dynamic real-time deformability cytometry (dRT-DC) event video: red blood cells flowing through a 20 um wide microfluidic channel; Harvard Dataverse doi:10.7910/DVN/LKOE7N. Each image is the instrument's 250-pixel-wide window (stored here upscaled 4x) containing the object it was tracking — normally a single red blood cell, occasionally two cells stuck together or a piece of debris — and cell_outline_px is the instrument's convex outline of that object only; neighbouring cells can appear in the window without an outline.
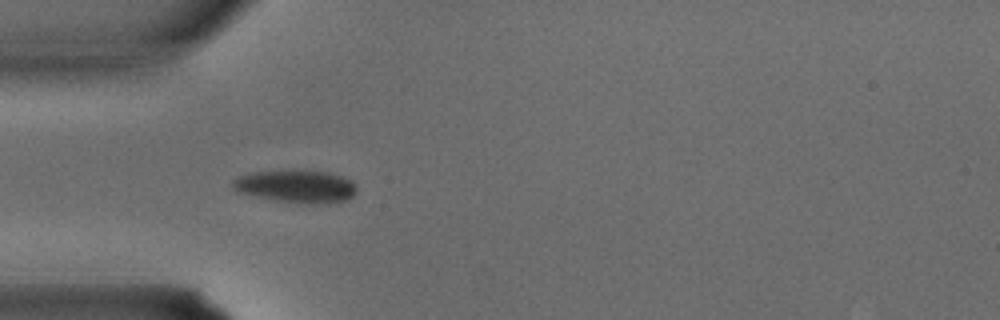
{"species": "common noctule bat (a hibernating species)", "species_latin": "Nyctalus noctula", "temperature_condition": "warm", "stored_images_in_passage": 24, "camera_frame_rate_fps": 3000, "um_per_image_px": 0.085, "animal": {"sex": "male", "body_mass_g": 15.6}, "frame": {"image": 1, "passage_image": 3, "time_ms": 0.667, "image_size_px": [1000, 320], "cell_outline_px": [[356, 192], [352, 196], [344, 200], [328, 204], [308, 204], [276, 200], [236, 192], [232, 188], [232, 180], [236, 176], [248, 172], [328, 172], [344, 176], [352, 180], [356, 184]], "centroid_in_image_um": [25.17, 15.86], "position_along_channel_um": 59.8, "area_um2": 23.41}}
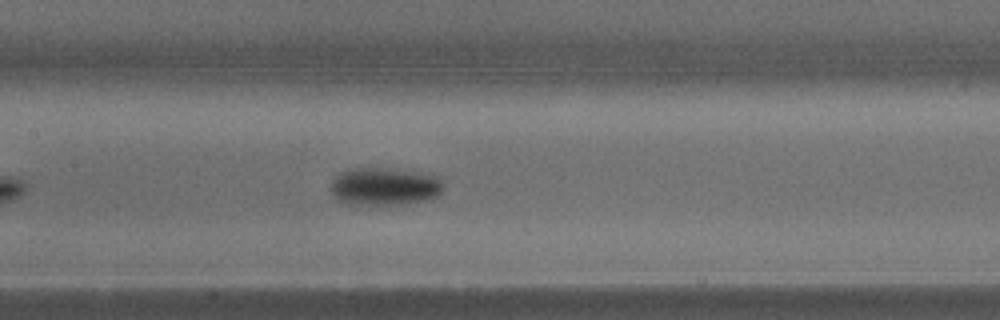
{"frame": {"image": 2, "passage_image": 9, "time_ms": 2.667, "image_size_px": [1000, 320], "cell_outline_px": [[444, 188], [436, 196], [424, 200], [404, 204], [344, 204], [328, 188], [332, 180], [340, 172], [356, 168], [384, 168], [440, 176], [444, 184]], "centroid_in_image_um": [32.67, 15.85], "position_along_channel_um": 174.7, "area_um2": 24.62}}
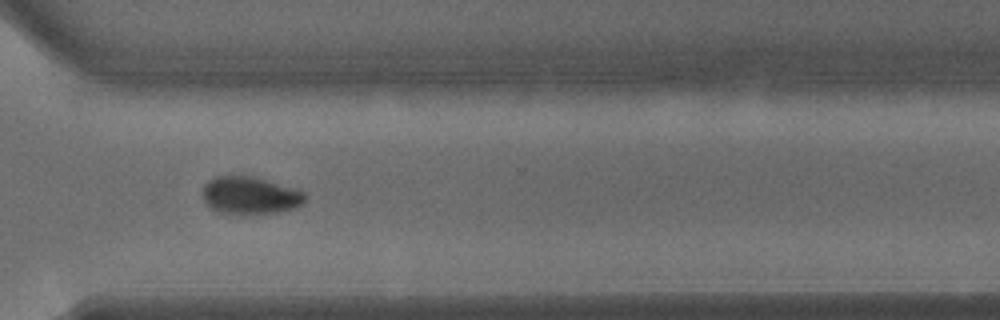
{"frame": {"image": 3, "passage_image": 18, "time_ms": 5.667, "image_size_px": [1000, 320], "cell_outline_px": [[304, 200], [296, 208], [276, 212], [220, 212], [212, 208], [204, 200], [204, 184], [208, 180], [216, 176], [252, 176], [304, 192]], "centroid_in_image_um": [21.23, 16.58], "position_along_channel_um": 349.4, "area_um2": 21.39}}